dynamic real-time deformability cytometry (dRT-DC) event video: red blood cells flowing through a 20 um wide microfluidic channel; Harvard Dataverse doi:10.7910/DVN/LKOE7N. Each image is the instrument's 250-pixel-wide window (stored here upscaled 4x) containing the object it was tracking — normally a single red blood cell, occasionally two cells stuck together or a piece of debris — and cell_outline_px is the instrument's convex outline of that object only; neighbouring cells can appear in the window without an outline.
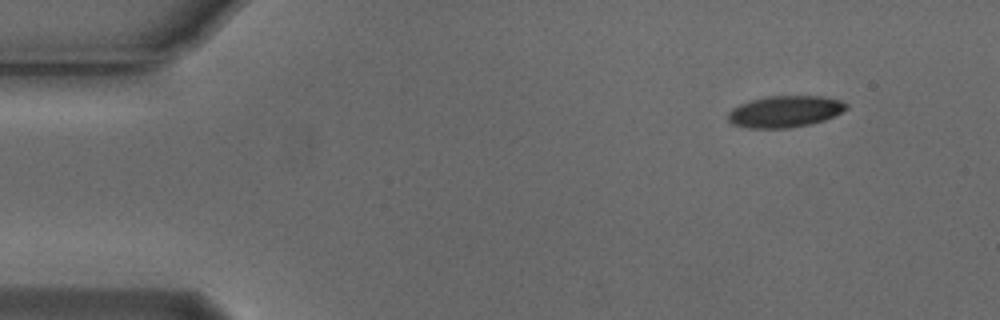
{"species": "Egyptian fruit bat (a non-hibernating species)", "species_latin": "Rousettus aegyptiacus", "temperature_condition": "cold", "stored_images_in_passage": 5, "camera_frame_rate_fps": 3000, "um_per_image_px": 0.085, "animal": {"sex": "male"}, "frame": {"image": 1, "passage_image": 1, "time_ms": 0.0, "image_size_px": [1000, 320], "cell_outline_px": [[848, 108], [824, 120], [812, 124], [788, 128], [748, 128], [732, 124], [728, 120], [728, 112], [732, 108], [740, 104], [752, 100], [768, 96], [820, 96], [840, 100], [848, 104]], "centroid_in_image_um": [66.71, 9.48], "position_along_channel_um": 18.3, "area_um2": 21.68}}
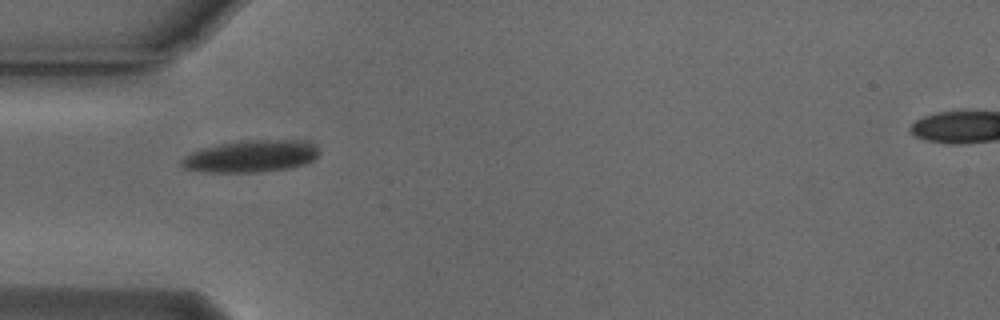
{"frame": {"image": 2, "passage_image": 4, "time_ms": 1.0, "image_size_px": [1000, 320], "cell_outline_px": [[320, 152], [312, 160], [304, 164], [288, 168], [260, 172], [208, 172], [184, 168], [180, 164], [180, 160], [184, 156], [200, 148], [220, 144], [244, 140], [296, 140], [312, 144]], "centroid_in_image_um": [21.28, 13.28], "position_along_channel_um": 63.7, "area_um2": 25.43}}
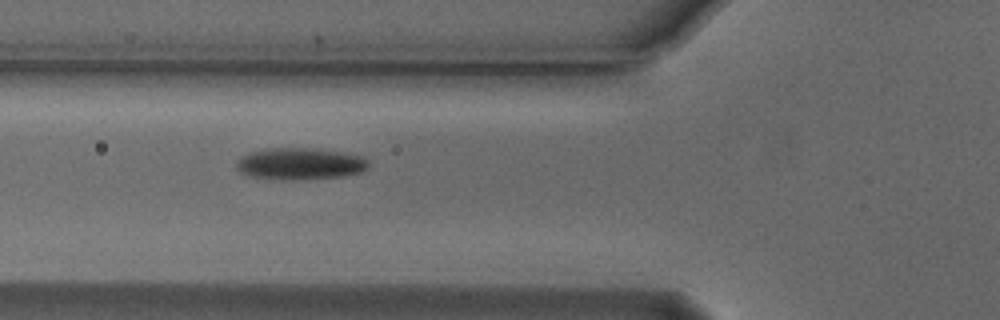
{"frame": {"image": 3, "passage_image": 5, "time_ms": 1.333, "image_size_px": [1000, 320], "cell_outline_px": [[368, 168], [364, 172], [344, 176], [300, 180], [280, 180], [252, 176], [240, 172], [236, 168], [236, 160], [240, 156], [252, 152], [268, 148], [320, 148], [344, 152], [364, 156], [368, 160]], "centroid_in_image_um": [25.55, 13.92], "position_along_channel_um": 100.3, "area_um2": 24.97}}